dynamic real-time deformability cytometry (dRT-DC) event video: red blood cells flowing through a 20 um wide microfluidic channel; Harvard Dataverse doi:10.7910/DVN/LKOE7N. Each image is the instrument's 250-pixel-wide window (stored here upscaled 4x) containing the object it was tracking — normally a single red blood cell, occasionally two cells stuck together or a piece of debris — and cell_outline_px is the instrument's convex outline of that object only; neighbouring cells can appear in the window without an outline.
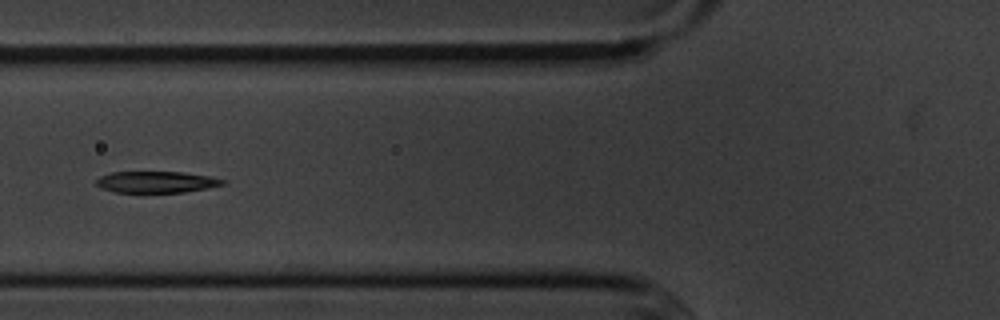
{"species": "common noctule bat (a hibernating species)", "species_latin": "Nyctalus noctula", "temperature_condition": "cold", "stored_images_in_passage": 8, "camera_frame_rate_fps": 3000, "um_per_image_px": 0.085, "animal": {"sex": "male", "body_mass_g": 20.1, "forearm_length_mm": 53.5}, "frame": {"image": 1, "passage_image": 8, "time_ms": 8.0, "image_size_px": [1000, 320], "cell_outline_px": [[228, 180], [224, 184], [208, 188], [184, 192], [112, 192], [100, 188], [96, 184], [96, 180], [100, 176], [112, 172], [184, 172], [208, 176]], "centroid_in_image_um": [13.29, 15.47], "position_along_channel_um": 112.5, "area_um2": 15.84}}